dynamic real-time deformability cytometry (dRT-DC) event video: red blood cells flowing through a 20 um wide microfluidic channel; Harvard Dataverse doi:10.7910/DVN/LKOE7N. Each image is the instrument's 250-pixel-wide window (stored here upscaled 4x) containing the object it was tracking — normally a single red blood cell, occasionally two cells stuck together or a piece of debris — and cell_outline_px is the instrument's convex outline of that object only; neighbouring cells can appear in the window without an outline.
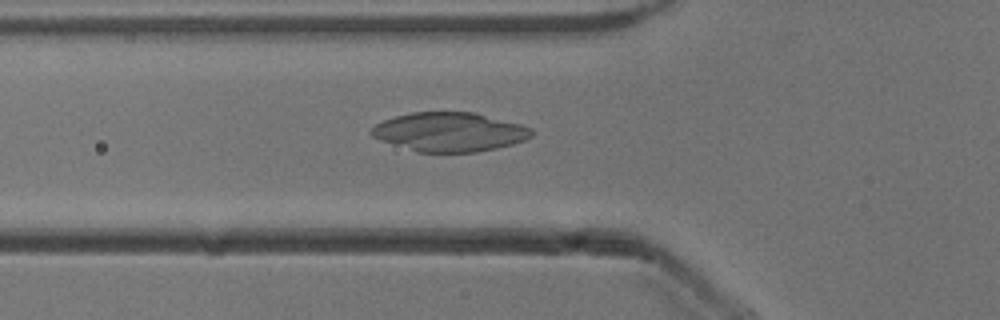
{"species": "common noctule bat (a hibernating species)", "species_latin": "Nyctalus noctula", "temperature_condition": "cold", "stored_images_in_passage": 43, "segment_of_instrument_passage": [1, 2], "camera_frame_rate_fps": 3000, "um_per_image_px": 0.085, "animal": {"sex": "male", "body_mass_g": 13.3}, "frame": {"image": 1, "passage_image": 8, "time_ms": 2.333, "image_size_px": [1000, 320], "cell_outline_px": [[532, 136], [524, 140], [512, 144], [496, 148], [476, 152], [416, 152], [380, 140], [372, 136], [368, 132], [376, 124], [384, 120], [396, 116], [412, 112], [476, 112], [520, 124], [532, 128]], "centroid_in_image_um": [38.2, 11.21], "position_along_channel_um": 87.6, "area_um2": 36.47}}
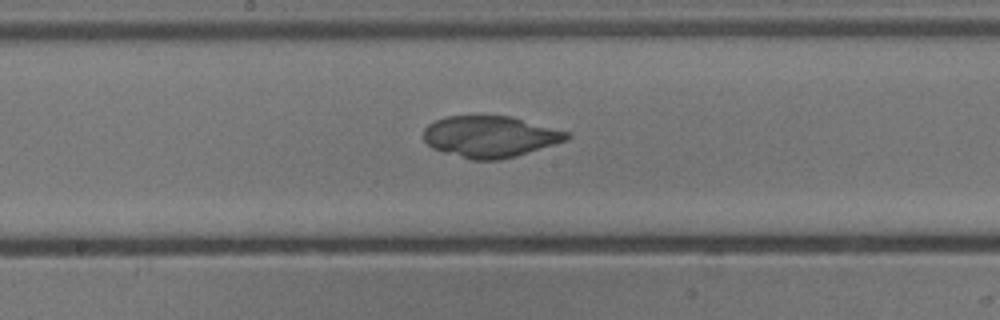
{"frame": {"image": 2, "passage_image": 17, "time_ms": 5.333, "image_size_px": [1000, 320], "cell_outline_px": [[572, 136], [564, 140], [516, 156], [500, 160], [472, 160], [432, 148], [424, 140], [424, 128], [428, 124], [436, 120], [448, 116], [512, 116], [568, 132]], "centroid_in_image_um": [41.63, 11.61], "position_along_channel_um": 206.6, "area_um2": 34.16}}
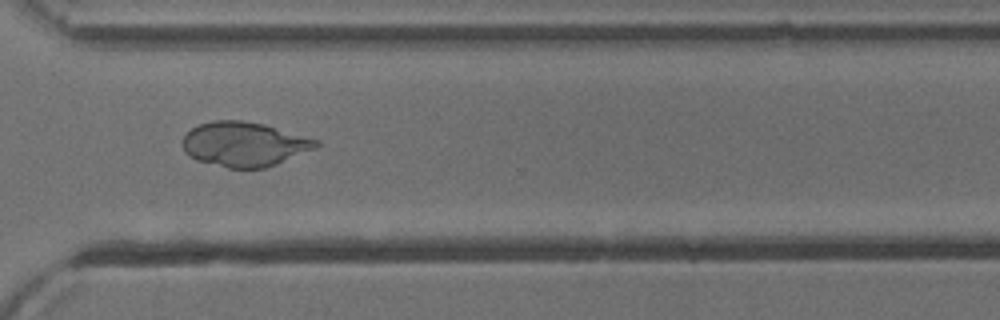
{"frame": {"image": 3, "passage_image": 28, "time_ms": 9.0, "image_size_px": [1000, 320], "cell_outline_px": [[320, 144], [316, 148], [276, 164], [264, 168], [228, 168], [196, 160], [188, 156], [184, 152], [180, 144], [184, 136], [192, 128], [200, 124], [212, 120], [240, 120], [264, 124], [320, 140]], "centroid_in_image_um": [20.74, 12.25], "position_along_channel_um": 349.9, "area_um2": 34.8}}